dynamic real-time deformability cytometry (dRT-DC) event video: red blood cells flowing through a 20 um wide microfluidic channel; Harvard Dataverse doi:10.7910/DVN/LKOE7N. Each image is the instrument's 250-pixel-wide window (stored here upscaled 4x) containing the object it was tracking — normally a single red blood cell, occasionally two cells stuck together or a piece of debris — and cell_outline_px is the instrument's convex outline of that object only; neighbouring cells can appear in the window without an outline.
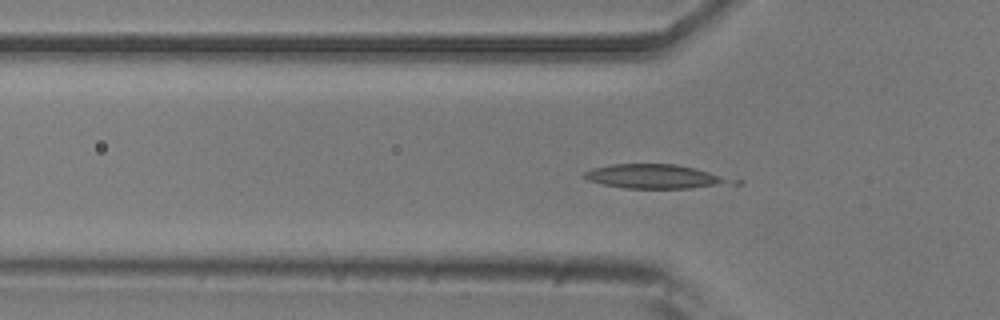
{"species": "common noctule bat (a hibernating species)", "species_latin": "Nyctalus noctula", "temperature_condition": "room temperature", "stored_images_in_passage": 33, "camera_frame_rate_fps": 3000, "um_per_image_px": 0.085, "animal": {"sex": "male", "body_mass_g": 20.5, "forearm_length_mm": 52.5}, "frame": {"image": 1, "passage_image": 11, "time_ms": 3.333, "image_size_px": [1000, 320], "cell_outline_px": [[724, 180], [716, 184], [692, 188], [624, 188], [604, 184], [588, 180], [584, 176], [584, 172], [592, 168], [612, 164], [676, 164], [696, 168], [708, 172]], "centroid_in_image_um": [55.36, 14.98], "position_along_channel_um": 70.4, "area_um2": 19.48}}
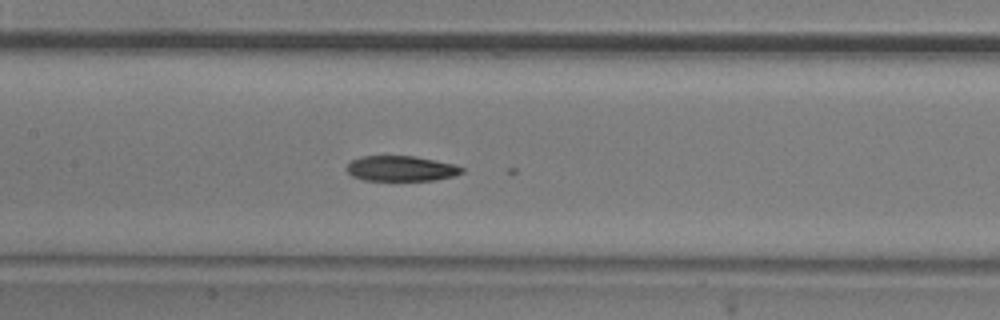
{"frame": {"image": 2, "passage_image": 19, "time_ms": 6.0, "image_size_px": [1000, 320], "cell_outline_px": [[464, 172], [456, 176], [436, 180], [364, 180], [352, 176], [344, 168], [352, 160], [360, 156], [416, 156], [456, 164], [464, 168]], "centroid_in_image_um": [34.13, 14.32], "position_along_channel_um": 173.3, "area_um2": 17.22}}
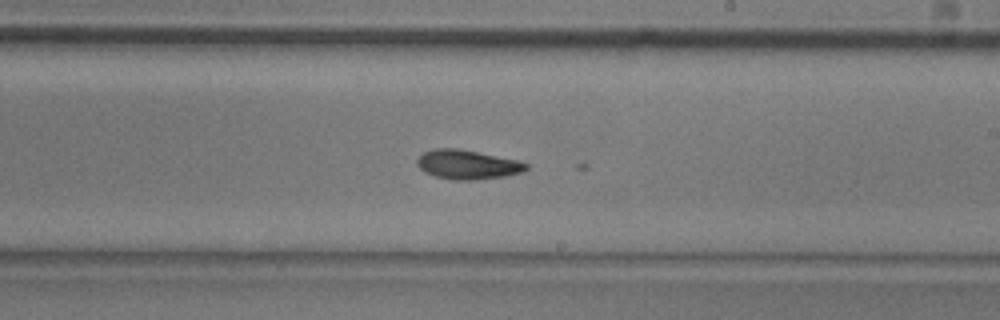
{"frame": {"image": 3, "passage_image": 25, "time_ms": 8.0, "image_size_px": [1000, 320], "cell_outline_px": [[528, 168], [524, 172], [504, 176], [472, 180], [452, 180], [436, 176], [424, 172], [416, 164], [416, 160], [424, 152], [432, 148], [456, 148], [516, 160], [528, 164]], "centroid_in_image_um": [39.7, 13.99], "position_along_channel_um": 249.3, "area_um2": 18.44}}